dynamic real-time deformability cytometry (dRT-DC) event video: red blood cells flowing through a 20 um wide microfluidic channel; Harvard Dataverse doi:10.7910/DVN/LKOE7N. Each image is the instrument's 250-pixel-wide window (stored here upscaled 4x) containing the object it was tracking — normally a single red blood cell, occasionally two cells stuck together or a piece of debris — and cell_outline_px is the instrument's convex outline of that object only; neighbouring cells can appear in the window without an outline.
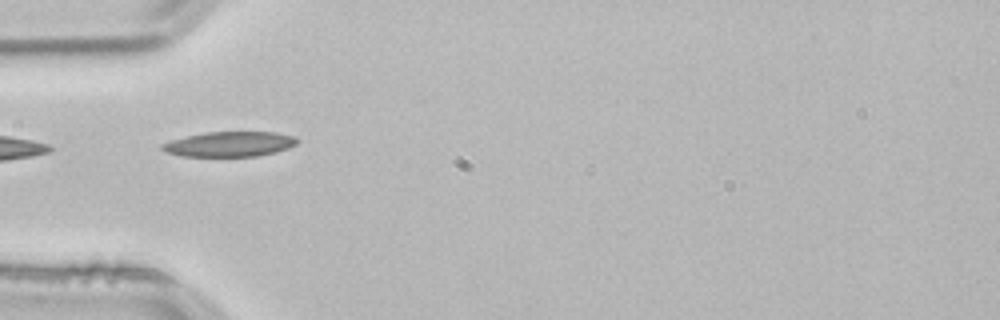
{"species": "common noctule bat (a hibernating species)", "species_latin": "Nyctalus noctula", "temperature_condition": "room temperature", "stored_images_in_passage": 7, "camera_frame_rate_fps": 3000, "um_per_image_px": 0.085, "animal": {"sex": "male", "body_mass_g": 21.5, "forearm_length_mm": 52.0}, "frame": {"image": 1, "passage_image": 1, "time_ms": 0.0, "image_size_px": [1000, 320], "cell_outline_px": [[300, 140], [296, 144], [288, 148], [256, 156], [180, 156], [164, 152], [160, 148], [160, 144], [172, 140], [188, 136], [208, 132], [272, 132], [296, 136]], "centroid_in_image_um": [19.5, 12.25], "position_along_channel_um": 65.5, "area_um2": 19.59}}